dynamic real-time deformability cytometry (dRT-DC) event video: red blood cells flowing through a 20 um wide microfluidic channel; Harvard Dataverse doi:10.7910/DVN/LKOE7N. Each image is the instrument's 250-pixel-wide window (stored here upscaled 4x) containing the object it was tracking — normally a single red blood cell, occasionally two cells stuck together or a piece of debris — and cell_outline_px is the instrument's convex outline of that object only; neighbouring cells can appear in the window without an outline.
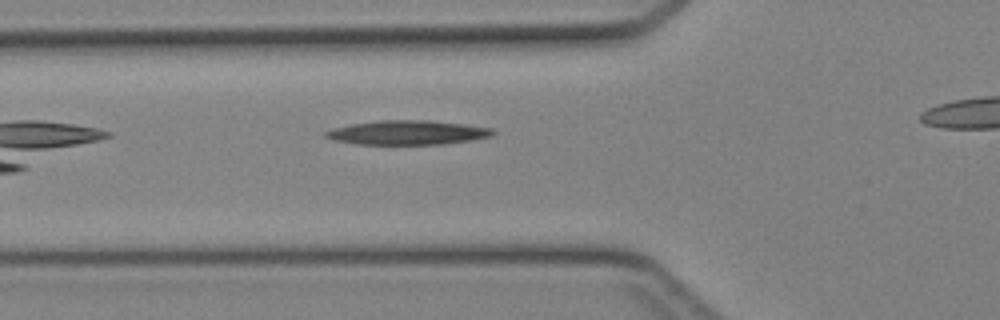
{"species": "Egyptian fruit bat (a non-hibernating species)", "species_latin": "Rousettus aegyptiacus", "temperature_condition": "cold", "stored_images_in_passage": 26, "camera_frame_rate_fps": 3000, "um_per_image_px": 0.085, "animal": {"sex": "female"}, "frame": {"image": 1, "passage_image": 5, "time_ms": 1.333, "image_size_px": [1000, 320], "cell_outline_px": [[496, 132], [492, 136], [472, 140], [444, 144], [356, 144], [332, 140], [324, 136], [324, 132], [332, 128], [352, 124], [380, 120], [428, 120], [464, 124], [492, 128]], "centroid_in_image_um": [34.64, 11.27], "position_along_channel_um": 91.2, "area_um2": 23.7}}
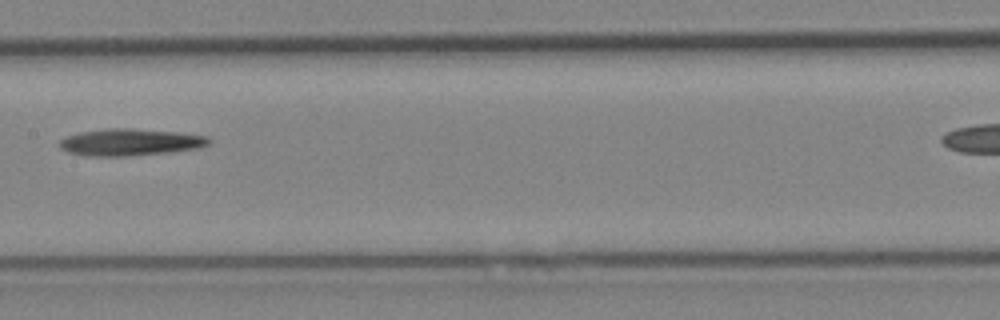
{"frame": {"image": 2, "passage_image": 12, "time_ms": 3.667, "image_size_px": [1000, 320], "cell_outline_px": [[212, 140], [208, 144], [196, 148], [164, 152], [124, 156], [96, 156], [68, 152], [60, 148], [60, 140], [68, 136], [80, 132], [108, 128], [132, 128], [176, 132], [208, 136]], "centroid_in_image_um": [11.06, 12.07], "position_along_channel_um": 196.3, "area_um2": 22.95}}
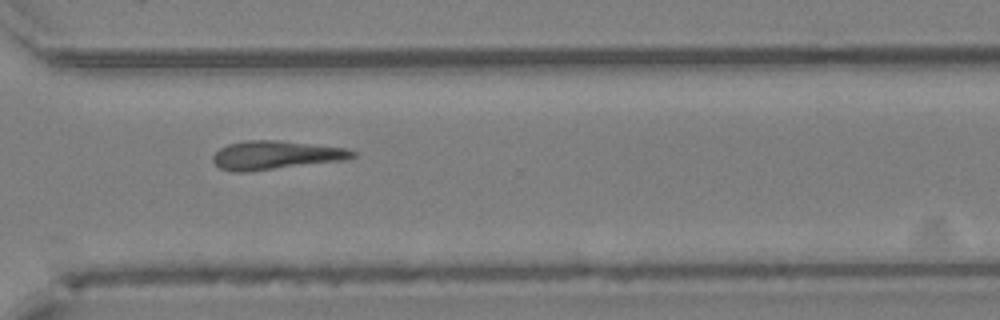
{"frame": {"image": 3, "passage_image": 22, "time_ms": 7.0, "image_size_px": [1000, 320], "cell_outline_px": [[356, 156], [348, 160], [248, 172], [236, 172], [220, 168], [212, 160], [212, 156], [220, 148], [228, 144], [244, 140], [276, 140], [344, 148], [356, 152]], "centroid_in_image_um": [23.44, 13.2], "position_along_channel_um": 347.2, "area_um2": 23.35}}